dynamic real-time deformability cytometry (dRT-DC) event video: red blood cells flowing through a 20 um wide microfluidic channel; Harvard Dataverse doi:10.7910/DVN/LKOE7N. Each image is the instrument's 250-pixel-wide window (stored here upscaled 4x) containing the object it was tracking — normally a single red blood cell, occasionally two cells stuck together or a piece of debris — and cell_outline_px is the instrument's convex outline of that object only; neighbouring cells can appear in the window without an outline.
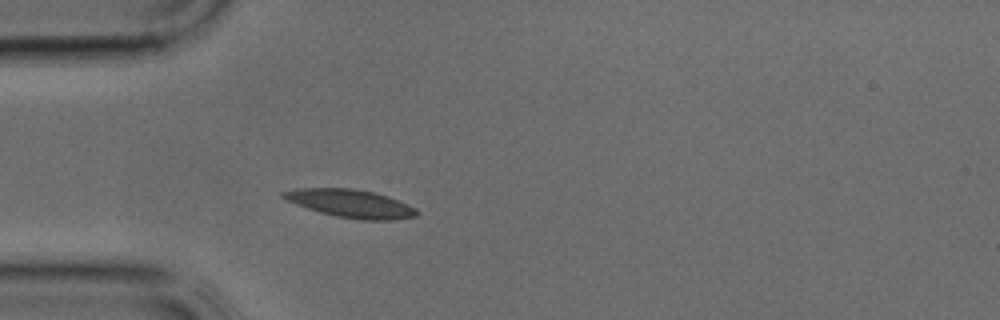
{"species": "common noctule bat (a hibernating species)", "species_latin": "Nyctalus noctula", "temperature_condition": "cold", "stored_images_in_passage": 26, "camera_frame_rate_fps": 3000, "um_per_image_px": 0.085, "animal": {"sex": "male", "body_mass_g": 17.9, "forearm_length_mm": 54.2}, "frame": {"image": 1, "passage_image": 1, "time_ms": 0.0, "image_size_px": [1000, 320], "cell_outline_px": [[420, 212], [416, 216], [392, 220], [360, 220], [336, 216], [320, 212], [284, 200], [280, 196], [280, 192], [300, 188], [352, 188], [372, 192], [408, 204], [416, 208]], "centroid_in_image_um": [29.77, 17.3], "position_along_channel_um": 55.2, "area_um2": 21.68}}
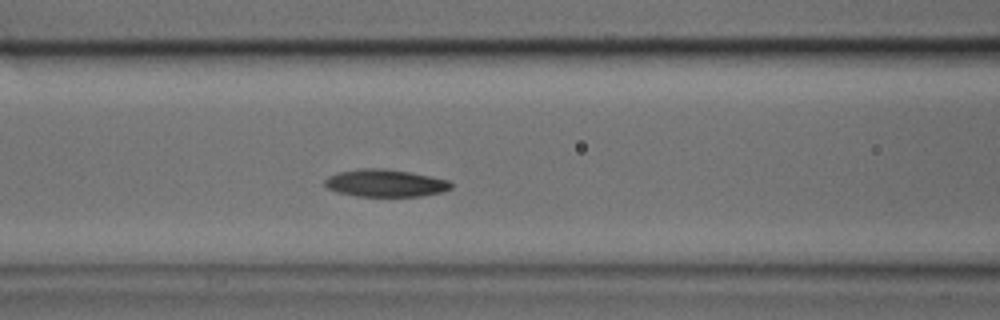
{"frame": {"image": 2, "passage_image": 6, "time_ms": 1.667, "image_size_px": [1000, 320], "cell_outline_px": [[452, 188], [444, 192], [420, 196], [356, 196], [336, 192], [328, 188], [324, 184], [324, 180], [328, 176], [340, 172], [364, 168], [384, 168], [408, 172], [448, 180], [452, 184]], "centroid_in_image_um": [32.74, 15.57], "position_along_channel_um": 133.9, "area_um2": 20.06}}